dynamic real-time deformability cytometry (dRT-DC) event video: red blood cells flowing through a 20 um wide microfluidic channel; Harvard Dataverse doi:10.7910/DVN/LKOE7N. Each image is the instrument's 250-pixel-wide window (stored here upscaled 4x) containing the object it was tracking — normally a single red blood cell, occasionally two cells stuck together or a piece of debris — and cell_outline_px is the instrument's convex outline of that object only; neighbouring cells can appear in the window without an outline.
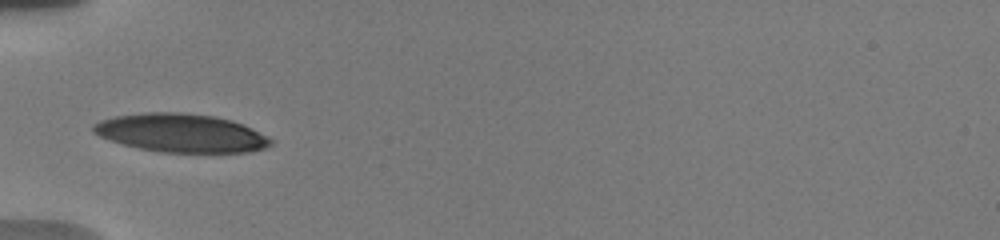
{"species": "human", "species_latin": "Homo sapiens", "temperature_condition": "warm", "stored_images_in_passage": 37, "camera_frame_rate_fps": 3000, "um_per_image_px": 0.085, "donor": {"sex": "male"}, "frame": {"image": 1, "passage_image": 1, "time_ms": 0.0, "image_size_px": [1000, 240], "cell_outline_px": [[272, 144], [264, 148], [248, 152], [160, 152], [140, 148], [124, 144], [100, 136], [92, 132], [92, 124], [100, 120], [116, 116], [144, 112], [180, 112], [216, 116], [232, 120], [268, 136], [272, 140]], "centroid_in_image_um": [15.38, 11.29], "position_along_channel_um": 69.6, "area_um2": 39.54}}
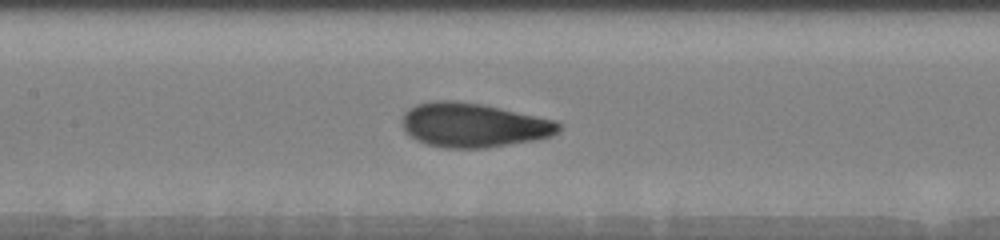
{"frame": {"image": 2, "passage_image": 15, "time_ms": 2.667, "image_size_px": [1000, 240], "cell_outline_px": [[564, 128], [560, 132], [552, 136], [536, 140], [488, 148], [444, 148], [428, 144], [416, 140], [404, 132], [400, 124], [400, 120], [404, 112], [408, 108], [416, 104], [432, 100], [452, 100], [484, 104], [556, 120]], "centroid_in_image_um": [40.24, 10.63], "position_along_channel_um": 167.2, "area_um2": 41.21}}
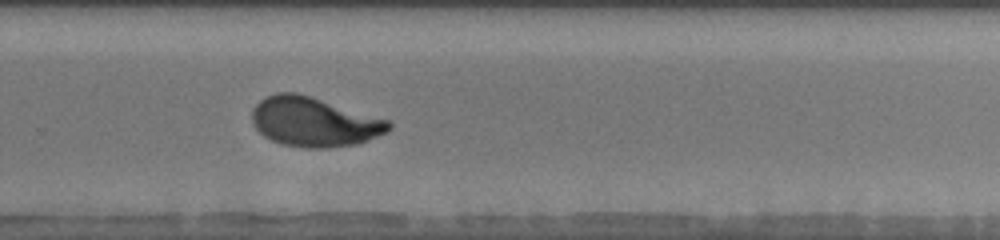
{"frame": {"image": 3, "passage_image": 31, "time_ms": 6.333, "image_size_px": [1000, 240], "cell_outline_px": [[392, 128], [388, 132], [368, 140], [356, 144], [328, 148], [304, 148], [280, 144], [264, 136], [252, 124], [252, 112], [256, 104], [260, 100], [276, 92], [296, 92], [388, 120], [392, 124]], "centroid_in_image_um": [26.68, 10.38], "position_along_channel_um": 303.1, "area_um2": 39.25}}